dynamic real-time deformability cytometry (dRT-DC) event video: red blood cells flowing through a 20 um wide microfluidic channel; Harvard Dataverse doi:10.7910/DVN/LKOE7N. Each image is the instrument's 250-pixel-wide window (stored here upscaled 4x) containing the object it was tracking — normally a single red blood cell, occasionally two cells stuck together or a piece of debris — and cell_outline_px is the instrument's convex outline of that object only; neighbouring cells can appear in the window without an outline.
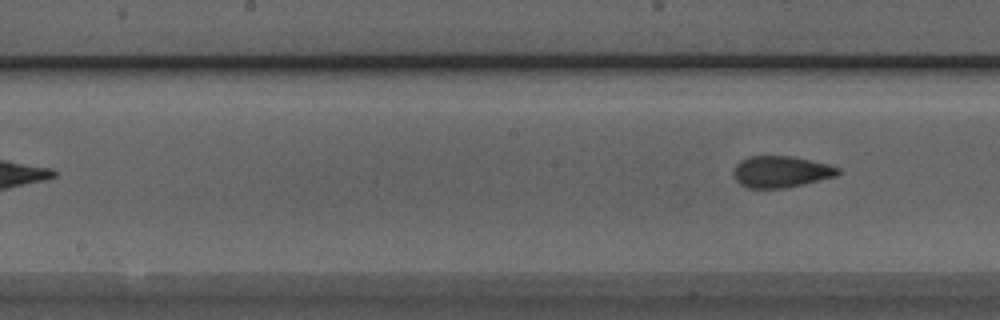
{"species": "Egyptian fruit bat (a non-hibernating species)", "species_latin": "Rousettus aegyptiacus", "temperature_condition": "room temperature", "stored_images_in_passage": 8, "camera_frame_rate_fps": 3000, "um_per_image_px": 0.085, "animal": {"sex": "male"}, "frame": {"image": 1, "passage_image": 8, "time_ms": 2.333, "image_size_px": [1000, 320], "cell_outline_px": [[840, 172], [836, 176], [804, 184], [784, 188], [748, 188], [740, 184], [732, 176], [732, 172], [736, 164], [740, 160], [748, 156], [792, 156], [828, 164], [840, 168]], "centroid_in_image_um": [66.35, 14.59], "position_along_channel_um": 181.9, "area_um2": 19.31}}